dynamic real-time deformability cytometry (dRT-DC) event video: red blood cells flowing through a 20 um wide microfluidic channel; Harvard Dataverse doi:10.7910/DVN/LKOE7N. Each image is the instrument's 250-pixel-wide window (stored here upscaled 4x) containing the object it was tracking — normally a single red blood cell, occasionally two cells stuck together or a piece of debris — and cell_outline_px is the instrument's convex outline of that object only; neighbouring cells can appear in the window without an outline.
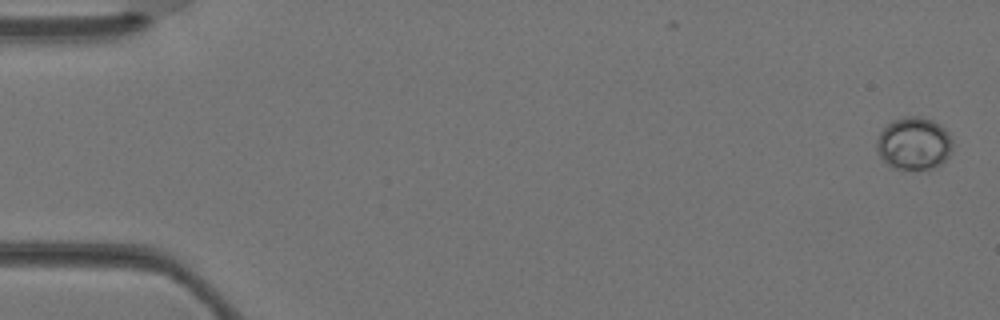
{"species": "Egyptian fruit bat (a non-hibernating species)", "species_latin": "Rousettus aegyptiacus", "temperature_condition": "warm", "stored_images_in_passage": 3, "camera_frame_rate_fps": 3000, "um_per_image_px": 0.085, "animal": {"sex": "female"}, "frame": {"image": 1, "passage_image": 1, "time_ms": 0.0, "image_size_px": [1000, 320], "cell_outline_px": [[952, 148], [948, 156], [936, 168], [892, 168], [880, 156], [876, 148], [876, 140], [880, 132], [892, 120], [904, 116], [920, 116], [932, 120], [940, 124], [948, 132], [952, 140]], "centroid_in_image_um": [77.68, 12.17], "position_along_channel_um": 7.3, "area_um2": 23.18}}